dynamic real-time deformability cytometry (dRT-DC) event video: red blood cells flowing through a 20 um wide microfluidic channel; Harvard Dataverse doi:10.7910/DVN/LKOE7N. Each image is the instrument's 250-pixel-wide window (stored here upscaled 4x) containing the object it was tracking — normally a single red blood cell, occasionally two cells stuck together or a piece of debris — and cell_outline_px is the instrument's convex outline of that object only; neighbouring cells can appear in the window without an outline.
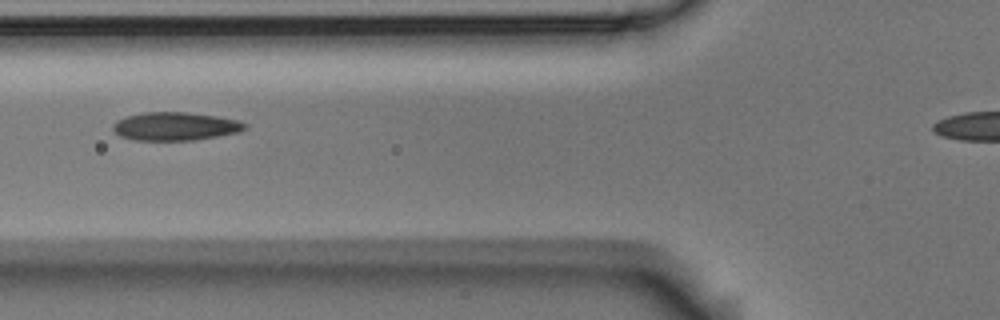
{"species": "Egyptian fruit bat (a non-hibernating species)", "species_latin": "Rousettus aegyptiacus", "temperature_condition": "room temperature", "stored_images_in_passage": 5, "camera_frame_rate_fps": 3000, "um_per_image_px": 0.085, "animal": {"sex": "male"}, "frame": {"image": 1, "passage_image": 3, "time_ms": 0.667, "image_size_px": [1000, 320], "cell_outline_px": [[248, 128], [240, 132], [196, 140], [136, 140], [120, 136], [112, 128], [112, 124], [116, 120], [128, 116], [144, 112], [184, 112], [216, 116], [240, 120], [248, 124]], "centroid_in_image_um": [14.94, 10.74], "position_along_channel_um": 110.9, "area_um2": 21.85}}
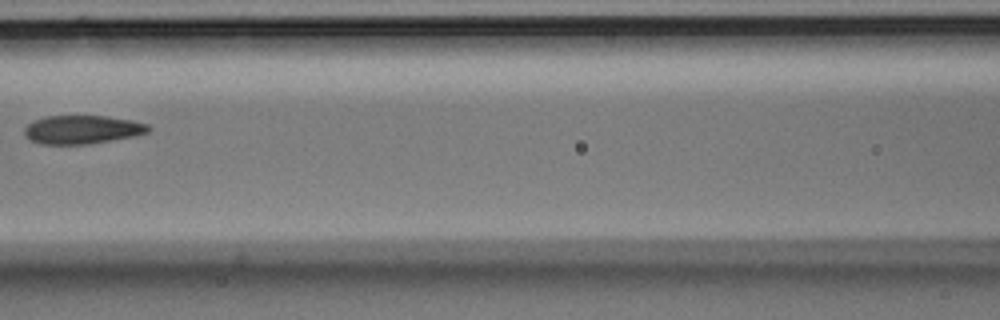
{"frame": {"image": 2, "passage_image": 4, "time_ms": 1.0, "image_size_px": [1000, 320], "cell_outline_px": [[152, 128], [148, 132], [132, 136], [88, 144], [40, 144], [32, 140], [24, 132], [24, 128], [28, 124], [44, 116], [104, 116], [132, 120], [148, 124]], "centroid_in_image_um": [7.0, 11.01], "position_along_channel_um": 159.6, "area_um2": 20.35}}
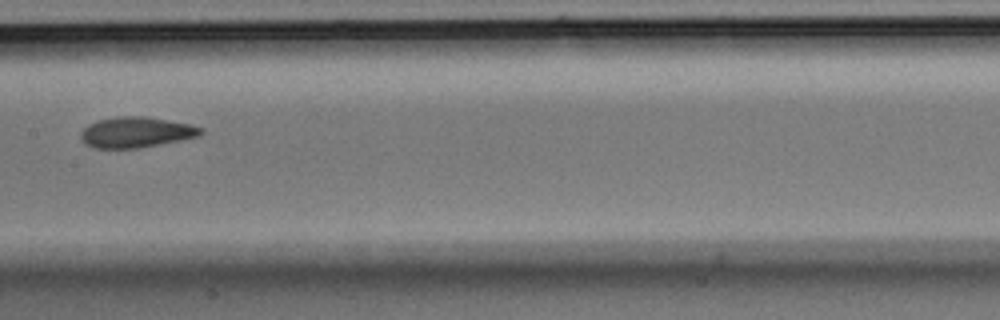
{"frame": {"image": 3, "passage_image": 5, "time_ms": 1.333, "image_size_px": [1000, 320], "cell_outline_px": [[204, 132], [200, 136], [180, 140], [136, 148], [96, 148], [84, 144], [80, 136], [80, 132], [88, 124], [100, 120], [116, 116], [148, 116], [192, 124], [204, 128]], "centroid_in_image_um": [11.59, 11.23], "position_along_channel_um": 195.8, "area_um2": 21.56}}